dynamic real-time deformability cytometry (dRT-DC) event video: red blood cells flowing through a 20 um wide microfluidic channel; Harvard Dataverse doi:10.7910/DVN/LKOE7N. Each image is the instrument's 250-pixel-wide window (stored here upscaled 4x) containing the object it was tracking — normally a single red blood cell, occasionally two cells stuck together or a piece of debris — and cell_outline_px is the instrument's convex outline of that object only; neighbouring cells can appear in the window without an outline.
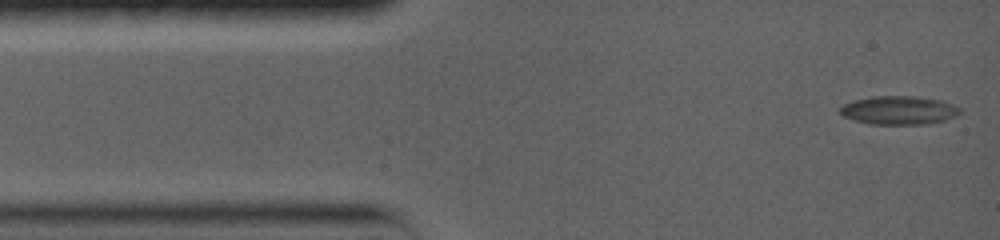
{"species": "common noctule bat (a hibernating species)", "species_latin": "Nyctalus noctula", "temperature_condition": "warm", "stored_images_in_passage": 56, "camera_frame_rate_fps": 5000, "um_per_image_px": 0.085, "animal": {"sex": "female", "body_mass_g": 19.0, "forearm_length_mm": 56.7}, "frame": {"image": 1, "passage_image": 1, "time_ms": 0.0, "image_size_px": [1000, 240], "cell_outline_px": [[960, 112], [956, 116], [944, 120], [928, 124], [868, 124], [852, 120], [836, 112], [844, 104], [856, 100], [872, 96], [912, 96], [940, 100], [952, 104], [960, 108]], "centroid_in_image_um": [76.37, 9.38], "position_along_channel_um": 8.6, "area_um2": 19.94}}
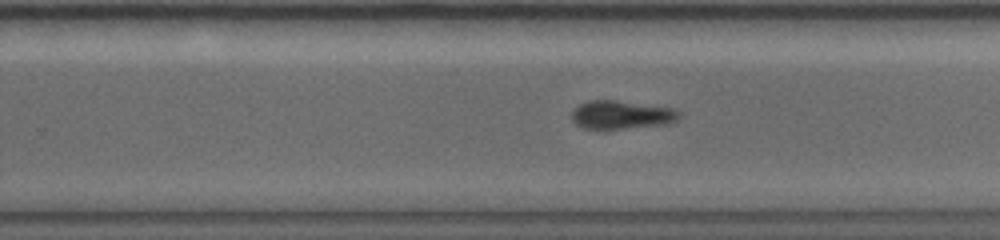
{"frame": {"image": 2, "passage_image": 27, "time_ms": 9.4, "image_size_px": [1000, 240], "cell_outline_px": [[680, 116], [676, 120], [664, 124], [604, 132], [600, 132], [584, 128], [576, 124], [572, 120], [572, 112], [580, 104], [588, 100], [616, 100], [676, 108], [680, 112]], "centroid_in_image_um": [52.8, 9.8], "position_along_channel_um": 277.0, "area_um2": 18.5}}
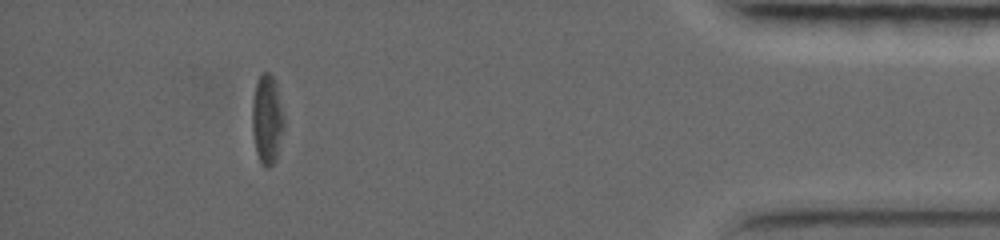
{"frame": {"image": 3, "passage_image": 42, "time_ms": 14.8, "image_size_px": [1000, 240], "cell_outline_px": [[284, 128], [276, 160], [268, 168], [264, 168], [260, 164], [256, 152], [252, 132], [252, 100], [256, 80], [264, 72], [272, 72], [276, 84], [284, 116]], "centroid_in_image_um": [22.69, 10.16], "position_along_channel_um": 412.5, "area_um2": 16.94}, "authors_computed_cell_mechanics": {"area_um2": 17.9469, "velocity_mm_per_s": 3.6039, "shape_relaxation_time_tau1_ms": 2.9078, "shape_relaxation_time_tau2_ms": null, "deformation_change_tau1": 0.1368, "deformation_change_tau2": null}}